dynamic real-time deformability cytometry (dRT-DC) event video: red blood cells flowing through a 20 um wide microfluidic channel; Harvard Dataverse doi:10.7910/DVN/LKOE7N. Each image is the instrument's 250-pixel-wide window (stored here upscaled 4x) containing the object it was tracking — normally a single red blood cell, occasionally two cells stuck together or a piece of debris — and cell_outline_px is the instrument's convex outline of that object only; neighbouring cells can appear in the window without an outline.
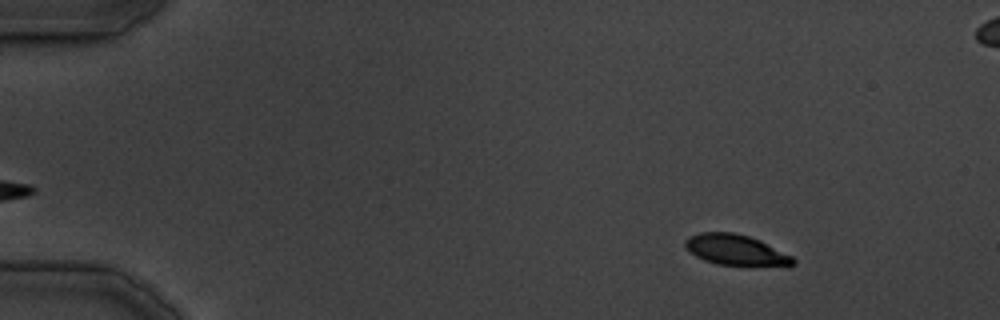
{"species": "common noctule bat (a hibernating species)", "species_latin": "Nyctalus noctula", "temperature_condition": "cold", "stored_images_in_passage": 39, "camera_frame_rate_fps": 3000, "um_per_image_px": 0.085, "animal": {"sex": "male", "body_mass_g": 19.5, "forearm_length_mm": 54.6}, "frame": {"image": 1, "passage_image": 6, "time_ms": 6.0, "image_size_px": [1000, 320], "cell_outline_px": [[796, 264], [788, 268], [716, 264], [704, 260], [688, 252], [684, 244], [684, 240], [688, 236], [700, 232], [732, 232], [748, 236], [760, 240], [792, 256], [796, 260]], "centroid_in_image_um": [62.6, 21.28], "position_along_channel_um": 22.4, "area_um2": 19.94}}